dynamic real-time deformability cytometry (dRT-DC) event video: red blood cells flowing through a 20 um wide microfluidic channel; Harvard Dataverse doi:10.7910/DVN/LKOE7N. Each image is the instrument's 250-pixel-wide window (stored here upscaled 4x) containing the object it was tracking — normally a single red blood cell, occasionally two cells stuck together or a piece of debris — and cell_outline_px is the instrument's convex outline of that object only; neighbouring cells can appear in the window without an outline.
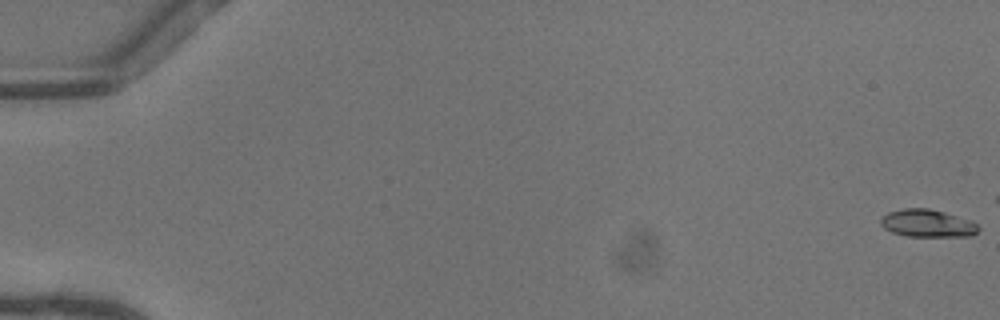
{"species": "common noctule bat (a hibernating species)", "species_latin": "Nyctalus noctula", "temperature_condition": "warm", "stored_images_in_passage": 46, "camera_frame_rate_fps": 3000, "um_per_image_px": 0.085, "animal": {"sex": "female"}, "frame": {"image": 1, "passage_image": 1, "time_ms": 0.0, "image_size_px": [1000, 320], "cell_outline_px": [[980, 228], [972, 236], [904, 236], [892, 232], [884, 228], [880, 224], [880, 220], [888, 212], [904, 208], [928, 208], [944, 212], [972, 220]], "centroid_in_image_um": [78.83, 18.98], "position_along_channel_um": 6.2, "area_um2": 15.72}}
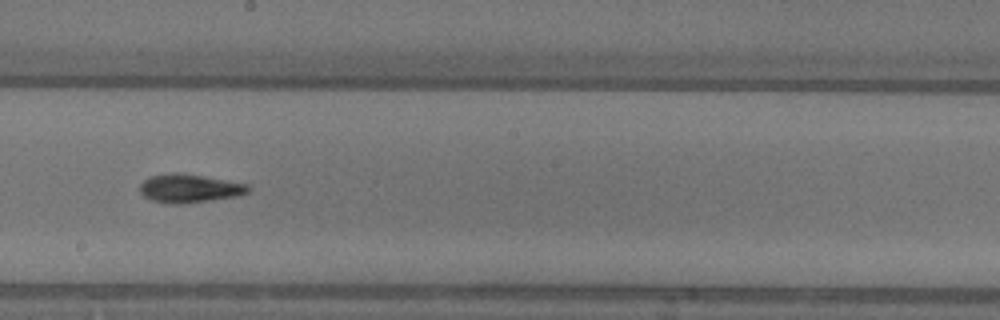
{"frame": {"image": 2, "passage_image": 31, "time_ms": 10.0, "image_size_px": [1000, 320], "cell_outline_px": [[248, 192], [236, 196], [184, 204], [168, 204], [152, 200], [144, 196], [140, 192], [140, 184], [148, 176], [176, 172], [180, 172], [204, 176], [248, 184]], "centroid_in_image_um": [16.05, 16.01], "position_along_channel_um": 232.1, "area_um2": 17.98}}
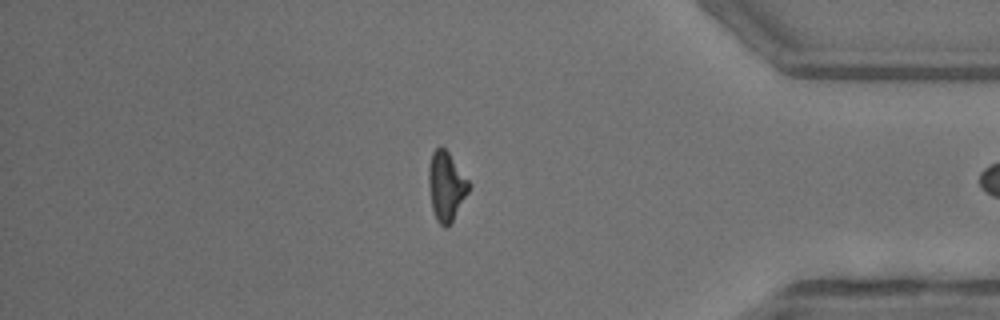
{"frame": {"image": 3, "passage_image": 45, "time_ms": 14.667, "image_size_px": [1000, 320], "cell_outline_px": [[468, 192], [448, 228], [444, 228], [436, 220], [432, 208], [428, 184], [428, 168], [432, 152], [440, 144], [448, 152], [468, 180]], "centroid_in_image_um": [37.89, 15.83], "position_along_channel_um": 397.3, "area_um2": 16.01}}